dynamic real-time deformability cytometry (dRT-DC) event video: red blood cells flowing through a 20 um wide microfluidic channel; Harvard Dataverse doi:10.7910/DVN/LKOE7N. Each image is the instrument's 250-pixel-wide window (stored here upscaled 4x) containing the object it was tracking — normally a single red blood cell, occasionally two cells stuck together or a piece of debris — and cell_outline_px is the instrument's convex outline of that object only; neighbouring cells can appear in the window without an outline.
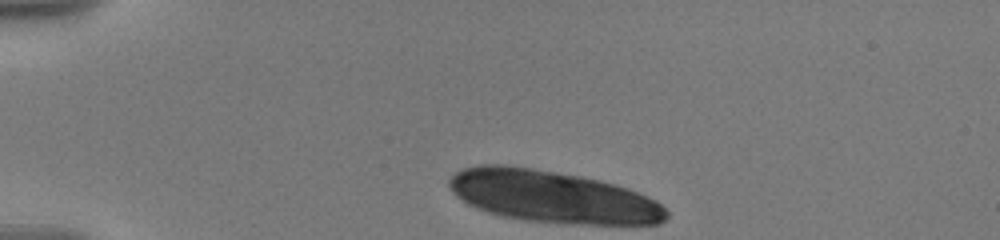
{"species": "human", "species_latin": "Homo sapiens", "temperature_condition": "warm", "stored_images_in_passage": 51, "camera_frame_rate_fps": 3000, "um_per_image_px": 0.085, "donor": {"sex": "male"}, "frame": {"image": 1, "passage_image": 1, "time_ms": 0.0, "image_size_px": [1000, 240], "cell_outline_px": [[668, 216], [660, 224], [564, 224], [520, 220], [500, 216], [476, 208], [468, 204], [456, 196], [452, 192], [448, 184], [448, 180], [456, 172], [464, 168], [480, 164], [508, 164], [580, 176], [600, 180], [616, 184], [628, 188], [656, 200], [668, 212]], "centroid_in_image_um": [46.94, 16.72], "position_along_channel_um": 38.1, "area_um2": 66.41}}
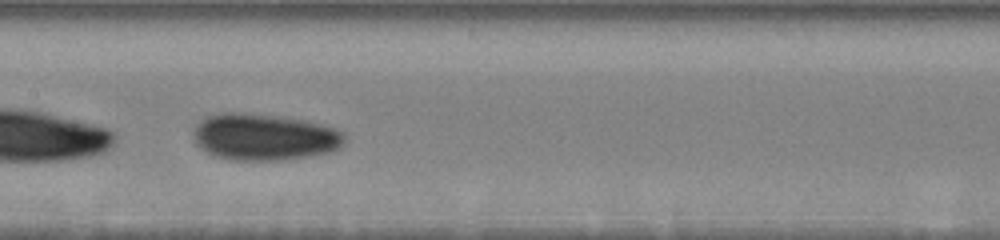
{"frame": {"image": 2, "passage_image": 23, "time_ms": 6.0, "image_size_px": [1000, 240], "cell_outline_px": [[348, 140], [340, 148], [332, 152], [288, 160], [228, 160], [216, 156], [208, 152], [196, 144], [192, 136], [192, 132], [196, 124], [200, 120], [208, 116], [220, 112], [244, 112], [280, 116], [308, 120], [336, 128], [344, 132]], "centroid_in_image_um": [22.51, 11.64], "position_along_channel_um": 184.9, "area_um2": 42.02}}
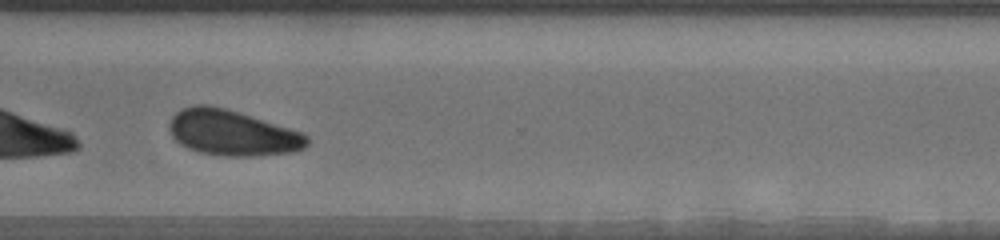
{"frame": {"image": 3, "passage_image": 40, "time_ms": 10.667, "image_size_px": [1000, 240], "cell_outline_px": [[308, 144], [304, 148], [292, 152], [252, 156], [220, 156], [200, 152], [188, 148], [180, 144], [172, 136], [168, 128], [168, 124], [172, 116], [180, 108], [192, 104], [208, 104], [224, 108], [288, 128], [300, 132], [308, 136]], "centroid_in_image_um": [19.67, 11.29], "position_along_channel_um": 350.9, "area_um2": 36.41}, "authors_computed_cell_mechanics": {"area_um2": 40.2288, "velocity_mm_per_s": 3.5593, "shape_relaxation_time_tau1_ms": 2.2278, "shape_relaxation_time_tau2_ms": null, "deformation_change_tau1": 0.0672, "deformation_change_tau2": null}}